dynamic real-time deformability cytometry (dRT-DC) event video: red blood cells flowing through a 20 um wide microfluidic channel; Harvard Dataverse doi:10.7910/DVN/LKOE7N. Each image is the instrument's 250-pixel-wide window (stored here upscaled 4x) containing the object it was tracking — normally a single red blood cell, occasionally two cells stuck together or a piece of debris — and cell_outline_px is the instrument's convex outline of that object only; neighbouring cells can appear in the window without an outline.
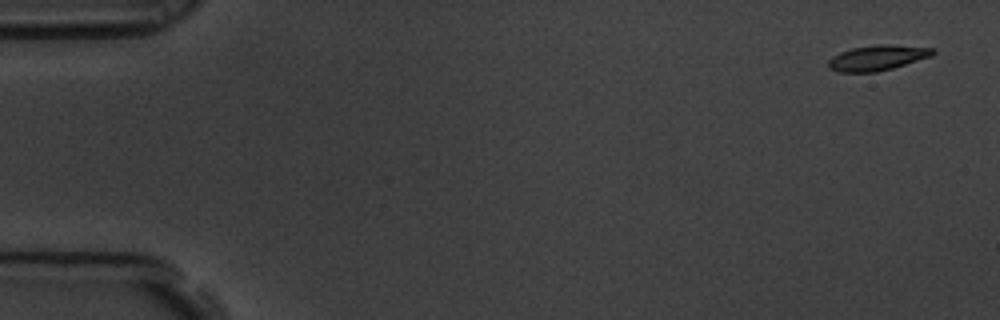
{"species": "common noctule bat (a hibernating species)", "species_latin": "Nyctalus noctula", "temperature_condition": "room temperature", "stored_images_in_passage": 5, "camera_frame_rate_fps": 3000, "um_per_image_px": 0.085, "animal": {"sex": "male", "body_mass_g": 19.5, "forearm_length_mm": 54.6}, "frame": {"image": 1, "passage_image": 1, "time_ms": 0.0, "image_size_px": [1000, 320], "cell_outline_px": [[936, 52], [932, 56], [892, 68], [876, 72], [840, 72], [828, 68], [828, 60], [832, 56], [840, 52], [852, 48], [880, 44], [888, 44], [936, 48]], "centroid_in_image_um": [74.59, 4.91], "position_along_channel_um": 10.4, "area_um2": 15.43}}
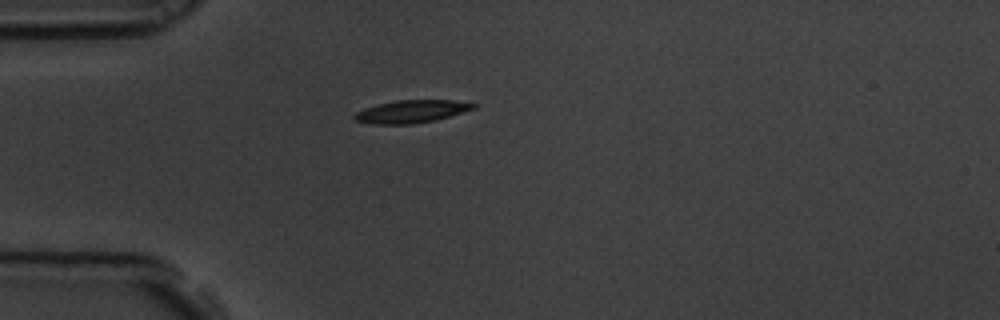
{"frame": {"image": 2, "passage_image": 5, "time_ms": 1.333, "image_size_px": [1000, 320], "cell_outline_px": [[476, 108], [436, 120], [412, 124], [372, 124], [356, 120], [352, 116], [356, 112], [364, 108], [396, 100], [452, 100], [476, 104]], "centroid_in_image_um": [34.96, 9.48], "position_along_channel_um": 50.0, "area_um2": 15.61}}